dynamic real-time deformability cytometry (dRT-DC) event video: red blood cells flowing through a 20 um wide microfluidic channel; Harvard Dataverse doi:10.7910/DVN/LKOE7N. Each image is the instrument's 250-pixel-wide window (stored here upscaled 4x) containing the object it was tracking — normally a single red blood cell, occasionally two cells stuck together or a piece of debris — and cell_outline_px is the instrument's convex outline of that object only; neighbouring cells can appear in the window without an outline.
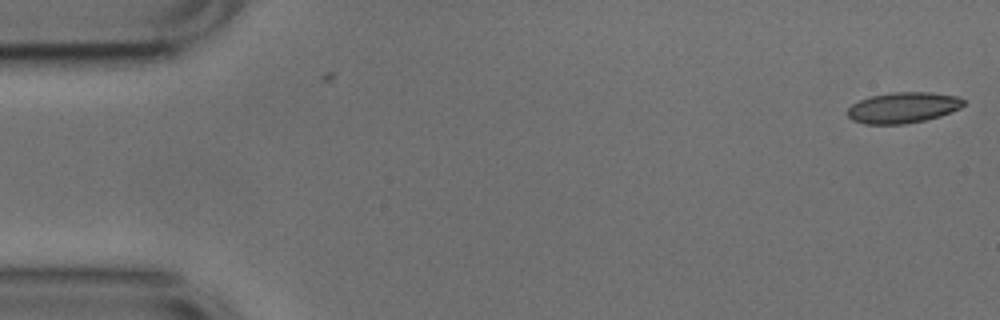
{"species": "common noctule bat (a hibernating species)", "species_latin": "Nyctalus noctula", "temperature_condition": "cold", "stored_images_in_passage": 4, "camera_frame_rate_fps": 3000, "um_per_image_px": 0.085, "animal": {"sex": "male", "body_mass_g": 17.9, "forearm_length_mm": 54.2}, "frame": {"image": 1, "passage_image": 4, "time_ms": 1.0, "image_size_px": [1000, 320], "cell_outline_px": [[964, 104], [960, 108], [952, 112], [940, 116], [924, 120], [904, 124], [864, 124], [852, 120], [848, 116], [848, 108], [852, 104], [860, 100], [872, 96], [892, 92], [932, 92], [960, 96], [964, 100]], "centroid_in_image_um": [76.79, 9.14], "position_along_channel_um": 8.2, "area_um2": 20.92}}